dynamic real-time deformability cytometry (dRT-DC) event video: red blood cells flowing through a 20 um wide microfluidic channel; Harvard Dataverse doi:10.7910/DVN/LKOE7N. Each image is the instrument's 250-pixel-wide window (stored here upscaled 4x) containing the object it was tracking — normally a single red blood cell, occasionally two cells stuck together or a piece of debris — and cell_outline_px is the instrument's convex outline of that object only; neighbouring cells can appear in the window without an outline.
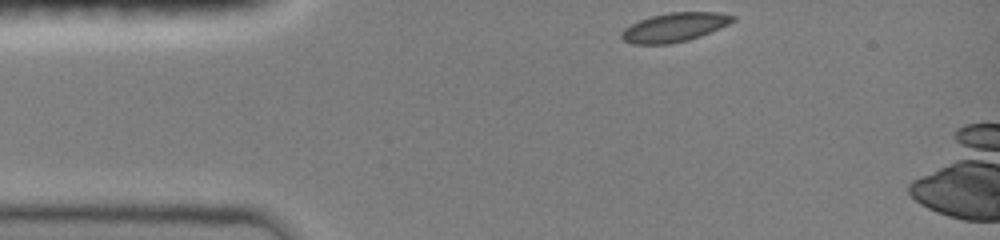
{"species": "common noctule bat (a hibernating species)", "species_latin": "Nyctalus noctula", "temperature_condition": "room temperature", "stored_images_in_passage": 4, "camera_frame_rate_fps": 3000, "um_per_image_px": 0.085, "animal": {"sex": "female", "body_mass_g": 19.0, "forearm_length_mm": 51.5}, "frame": {"image": 1, "passage_image": 1, "time_ms": 0.0, "image_size_px": [1000, 240], "cell_outline_px": [[736, 20], [720, 28], [700, 36], [688, 40], [668, 44], [632, 44], [624, 40], [620, 36], [620, 32], [624, 28], [640, 20], [652, 16], [668, 12], [720, 12], [736, 16]], "centroid_in_image_um": [57.34, 2.31], "position_along_channel_um": 27.7, "area_um2": 18.79}}